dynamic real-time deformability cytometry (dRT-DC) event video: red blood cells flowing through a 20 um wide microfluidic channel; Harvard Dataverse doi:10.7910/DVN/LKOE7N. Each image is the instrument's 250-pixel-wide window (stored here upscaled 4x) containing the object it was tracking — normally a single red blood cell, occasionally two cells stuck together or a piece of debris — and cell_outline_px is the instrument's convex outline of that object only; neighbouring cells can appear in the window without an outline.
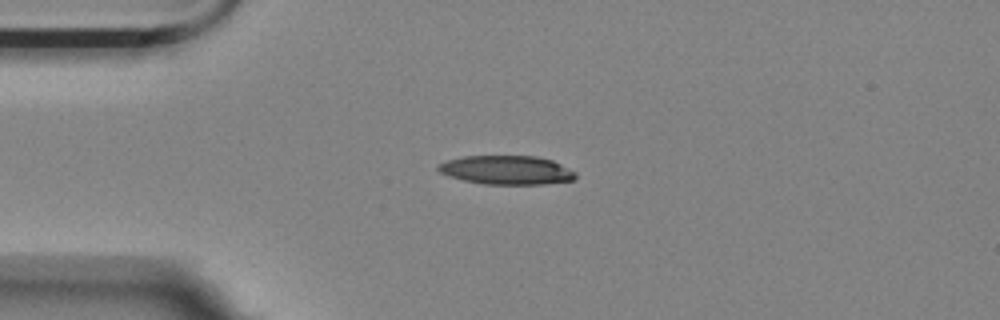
{"species": "Egyptian fruit bat (a non-hibernating species)", "species_latin": "Rousettus aegyptiacus", "temperature_condition": "room temperature", "stored_images_in_passage": 2, "camera_frame_rate_fps": 3000, "um_per_image_px": 0.085, "animal": {"sex": "female"}, "frame": {"image": 1, "passage_image": 1, "time_ms": 0.0, "image_size_px": [1000, 320], "cell_outline_px": [[576, 176], [572, 180], [544, 184], [484, 184], [464, 180], [448, 176], [440, 172], [436, 168], [436, 164], [444, 160], [464, 156], [536, 156], [552, 160], [576, 172]], "centroid_in_image_um": [43.01, 14.45], "position_along_channel_um": 42.0, "area_um2": 23.18}}